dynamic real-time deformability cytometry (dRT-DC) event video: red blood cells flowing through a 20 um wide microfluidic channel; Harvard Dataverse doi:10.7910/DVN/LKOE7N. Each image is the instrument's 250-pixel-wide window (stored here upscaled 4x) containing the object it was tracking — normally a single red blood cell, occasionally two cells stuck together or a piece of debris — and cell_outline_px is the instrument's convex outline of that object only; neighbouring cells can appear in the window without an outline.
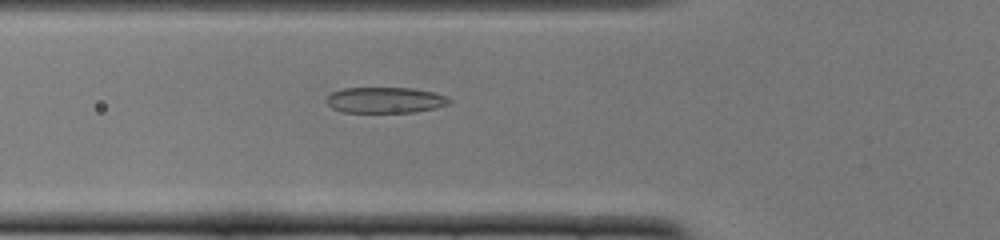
{"species": "common noctule bat (a hibernating species)", "species_latin": "Nyctalus noctula", "temperature_condition": "cold", "stored_images_in_passage": 51, "camera_frame_rate_fps": 3000, "um_per_image_px": 0.085, "animal": {"sex": "female", "body_mass_g": 22.0, "forearm_length_mm": 56.7}, "frame": {"image": 1, "passage_image": 18, "time_ms": 5.667, "image_size_px": [1000, 240], "cell_outline_px": [[452, 100], [448, 104], [436, 108], [412, 112], [340, 112], [332, 108], [324, 100], [332, 92], [344, 88], [412, 88], [432, 92], [444, 96]], "centroid_in_image_um": [32.7, 8.51], "position_along_channel_um": 93.1, "area_um2": 18.44}}
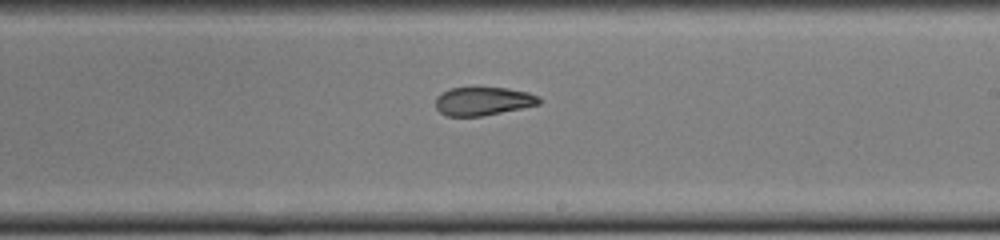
{"frame": {"image": 2, "passage_image": 30, "time_ms": 9.667, "image_size_px": [1000, 240], "cell_outline_px": [[540, 104], [480, 116], [444, 116], [436, 108], [436, 96], [440, 92], [452, 88], [508, 88], [528, 92], [540, 96]], "centroid_in_image_um": [41.03, 8.59], "position_along_channel_um": 248.0, "area_um2": 17.05}}
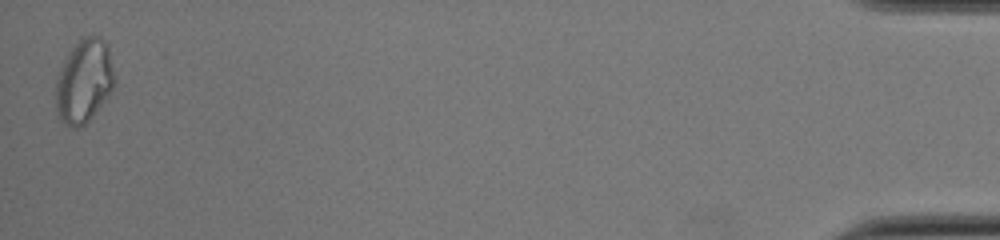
{"frame": {"image": 3, "passage_image": 51, "time_ms": 16.667, "image_size_px": [1000, 240], "cell_outline_px": [[116, 84], [108, 96], [92, 116], [80, 128], [72, 128], [64, 124], [56, 116], [56, 76], [68, 52], [84, 36], [92, 32], [100, 36], [108, 44]], "centroid_in_image_um": [7.14, 6.88], "position_along_channel_um": 428.1, "area_um2": 29.07}, "authors_computed_cell_mechanics": {"area_um2": 19.7098, "velocity_mm_per_s": 3.8778, "shape_relaxation_time_tau1_ms": null, "shape_relaxation_time_tau2_ms": 2.3103, "deformation_change_tau1": null, "deformation_change_tau2": 0.0906}}